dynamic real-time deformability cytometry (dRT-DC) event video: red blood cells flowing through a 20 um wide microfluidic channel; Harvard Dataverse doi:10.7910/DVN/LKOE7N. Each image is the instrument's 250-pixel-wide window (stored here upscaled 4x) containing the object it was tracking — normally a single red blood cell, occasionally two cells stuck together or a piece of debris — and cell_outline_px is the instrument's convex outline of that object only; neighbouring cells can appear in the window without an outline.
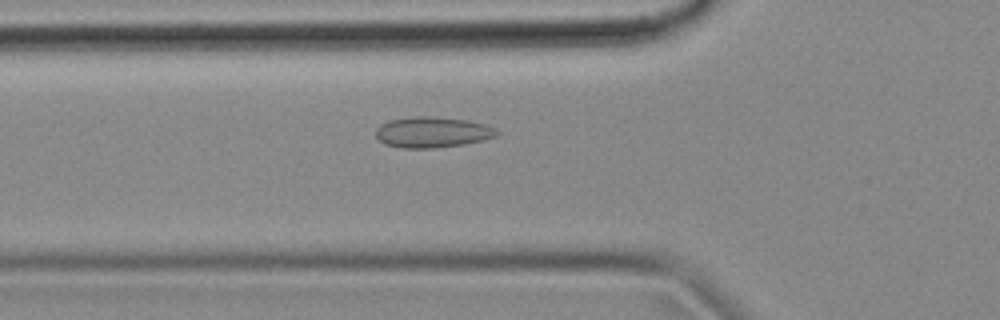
{"species": "common noctule bat (a hibernating species)", "species_latin": "Nyctalus noctula", "temperature_condition": "cold", "stored_images_in_passage": 54, "camera_frame_rate_fps": 3000, "um_per_image_px": 0.085, "animal": {"sex": "female", "body_mass_g": 18.4}, "frame": {"image": 1, "passage_image": 18, "time_ms": 5.667, "image_size_px": [1000, 320], "cell_outline_px": [[500, 136], [484, 140], [464, 144], [436, 148], [400, 148], [384, 144], [376, 136], [376, 128], [380, 124], [388, 120], [412, 116], [436, 116], [468, 120], [484, 124], [496, 128], [500, 132]], "centroid_in_image_um": [36.78, 11.23], "position_along_channel_um": 89.0, "area_um2": 22.14}}
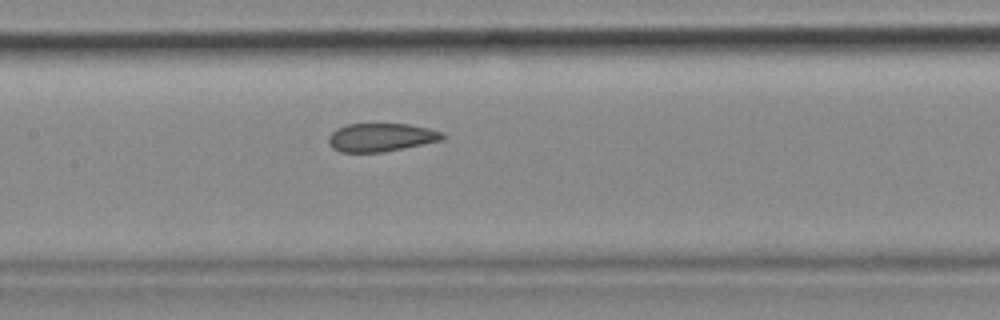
{"frame": {"image": 2, "passage_image": 25, "time_ms": 8.0, "image_size_px": [1000, 320], "cell_outline_px": [[444, 140], [380, 152], [340, 152], [332, 148], [328, 144], [328, 136], [332, 132], [348, 124], [408, 124], [428, 128], [440, 132], [444, 136]], "centroid_in_image_um": [32.36, 11.68], "position_along_channel_um": 175.0, "area_um2": 18.55}}
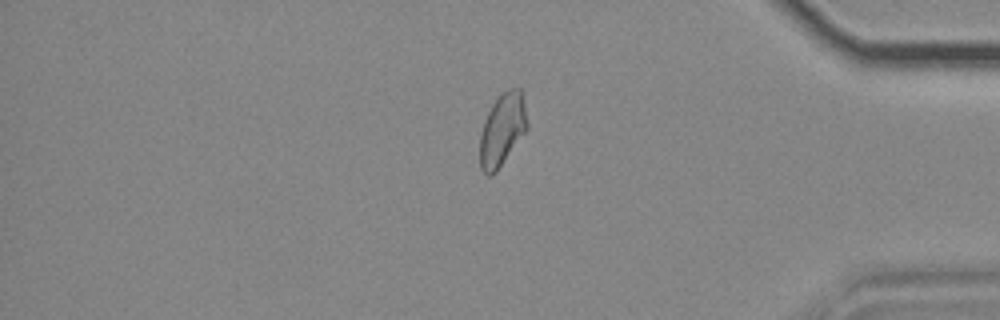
{"frame": {"image": 3, "passage_image": 45, "time_ms": 14.667, "image_size_px": [1000, 320], "cell_outline_px": [[528, 128], [496, 172], [492, 176], [488, 176], [480, 168], [480, 136], [484, 120], [496, 96], [508, 88], [520, 88], [524, 92], [528, 124]], "centroid_in_image_um": [42.71, 10.97], "position_along_channel_um": 392.5, "area_um2": 20.35}, "authors_computed_cell_mechanics": {"area_um2": 20.2589, "velocity_mm_per_s": 3.677, "shape_relaxation_time_tau1_ms": null, "shape_relaxation_time_tau2_ms": 1.5318, "deformation_change_tau1": null, "deformation_change_tau2": 0.0493}}